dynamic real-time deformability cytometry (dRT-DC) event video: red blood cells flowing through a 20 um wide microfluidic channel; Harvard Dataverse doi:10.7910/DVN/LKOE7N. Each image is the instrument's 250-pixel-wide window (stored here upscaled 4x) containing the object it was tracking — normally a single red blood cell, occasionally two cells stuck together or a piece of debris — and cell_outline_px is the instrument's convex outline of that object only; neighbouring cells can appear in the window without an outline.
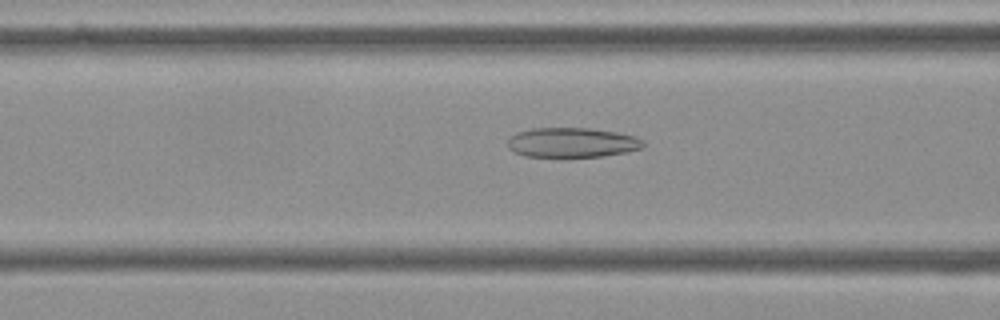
{"species": "Egyptian fruit bat (a non-hibernating species)", "species_latin": "Rousettus aegyptiacus", "temperature_condition": "cold", "stored_images_in_passage": 55, "camera_frame_rate_fps": 3000, "um_per_image_px": 0.085, "frame": {"image": 1, "passage_image": 21, "time_ms": 6.667, "image_size_px": [1000, 320], "cell_outline_px": [[644, 148], [628, 152], [604, 156], [568, 160], [524, 156], [508, 148], [508, 136], [516, 132], [532, 128], [588, 128], [616, 132], [636, 136], [644, 140]], "centroid_in_image_um": [48.62, 12.16], "position_along_channel_um": 118.0, "area_um2": 24.74}}
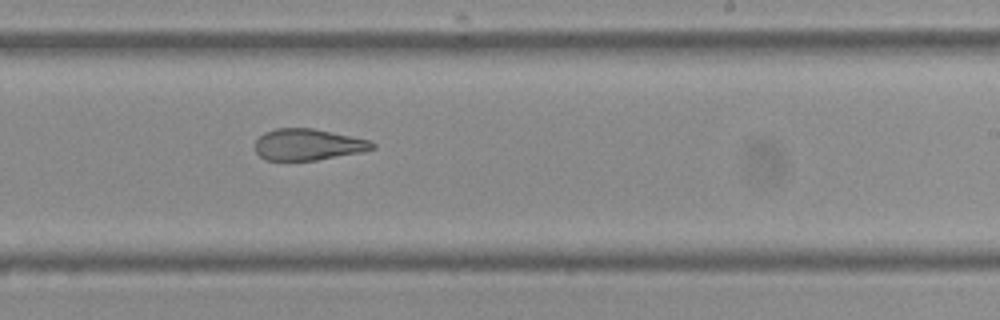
{"frame": {"image": 2, "passage_image": 33, "time_ms": 10.667, "image_size_px": [1000, 320], "cell_outline_px": [[376, 148], [364, 152], [316, 160], [264, 160], [256, 152], [256, 140], [264, 132], [276, 128], [312, 128], [352, 136], [368, 140], [376, 144]], "centroid_in_image_um": [26.2, 12.29], "position_along_channel_um": 262.8, "area_um2": 21.5}}
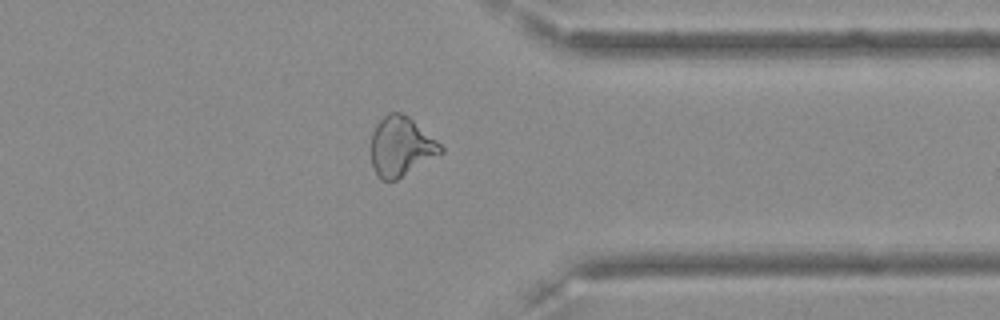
{"frame": {"image": 3, "passage_image": 43, "time_ms": 14.0, "image_size_px": [1000, 320], "cell_outline_px": [[444, 152], [396, 180], [380, 180], [372, 164], [372, 132], [376, 124], [388, 112], [400, 112], [408, 116], [436, 140], [444, 148]], "centroid_in_image_um": [34.08, 12.45], "position_along_channel_um": 377.3, "area_um2": 23.87}, "authors_computed_cell_mechanics": {"area_um2": 25.143, "velocity_mm_per_s": 3.6189, "shape_relaxation_time_tau1_ms": null, "shape_relaxation_time_tau2_ms": 2.1829, "deformation_change_tau1": null, "deformation_change_tau2": 0.1047}}